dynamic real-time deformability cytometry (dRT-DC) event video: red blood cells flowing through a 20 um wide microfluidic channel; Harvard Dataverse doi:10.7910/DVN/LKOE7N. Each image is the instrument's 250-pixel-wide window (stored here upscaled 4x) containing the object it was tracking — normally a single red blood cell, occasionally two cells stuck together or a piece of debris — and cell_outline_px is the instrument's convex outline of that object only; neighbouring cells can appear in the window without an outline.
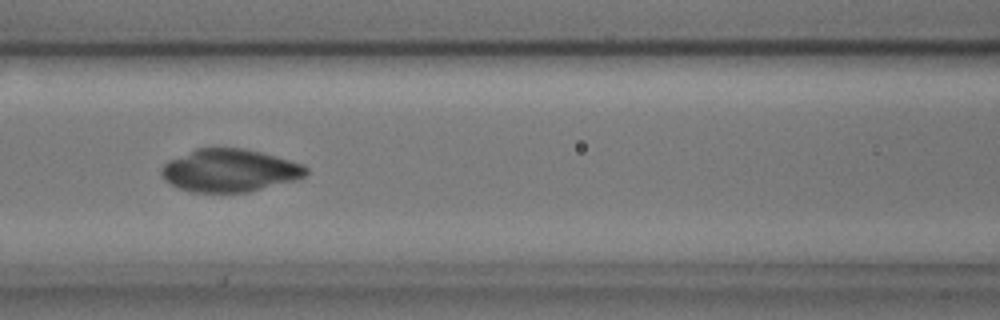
{"species": "common noctule bat (a hibernating species)", "species_latin": "Nyctalus noctula", "temperature_condition": "cold", "stored_images_in_passage": 39, "camera_frame_rate_fps": 3000, "um_per_image_px": 0.085, "animal": {"sex": "male", "body_mass_g": 17.9, "forearm_length_mm": 54.2}, "frame": {"image": 1, "passage_image": 8, "time_ms": 2.333, "image_size_px": [1000, 320], "cell_outline_px": [[308, 172], [304, 176], [296, 180], [244, 192], [192, 192], [176, 188], [164, 180], [160, 176], [160, 168], [168, 160], [196, 148], [244, 148], [260, 152], [304, 164], [308, 168]], "centroid_in_image_um": [19.47, 14.49], "position_along_channel_um": 147.1, "area_um2": 36.07}}
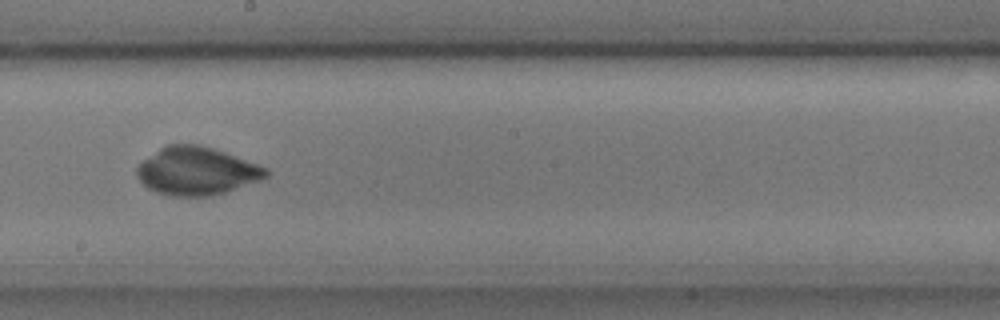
{"frame": {"image": 2, "passage_image": 15, "time_ms": 4.667, "image_size_px": [1000, 320], "cell_outline_px": [[268, 176], [260, 180], [224, 192], [208, 196], [172, 196], [156, 192], [148, 188], [136, 176], [136, 168], [144, 160], [160, 148], [168, 144], [200, 144], [224, 152], [268, 168]], "centroid_in_image_um": [16.7, 14.54], "position_along_channel_um": 231.5, "area_um2": 35.72}}
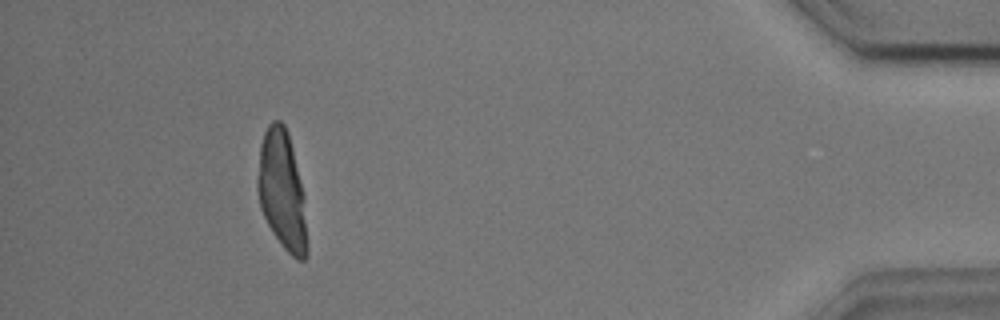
{"frame": {"image": 3, "passage_image": 35, "time_ms": 11.333, "image_size_px": [1000, 320], "cell_outline_px": [[308, 252], [304, 260], [296, 260], [284, 248], [272, 232], [260, 208], [256, 188], [256, 180], [260, 144], [264, 132], [268, 124], [272, 120], [280, 120], [284, 124], [288, 132], [304, 196], [308, 244]], "centroid_in_image_um": [23.96, 16.2], "position_along_channel_um": 411.2, "area_um2": 34.68}}